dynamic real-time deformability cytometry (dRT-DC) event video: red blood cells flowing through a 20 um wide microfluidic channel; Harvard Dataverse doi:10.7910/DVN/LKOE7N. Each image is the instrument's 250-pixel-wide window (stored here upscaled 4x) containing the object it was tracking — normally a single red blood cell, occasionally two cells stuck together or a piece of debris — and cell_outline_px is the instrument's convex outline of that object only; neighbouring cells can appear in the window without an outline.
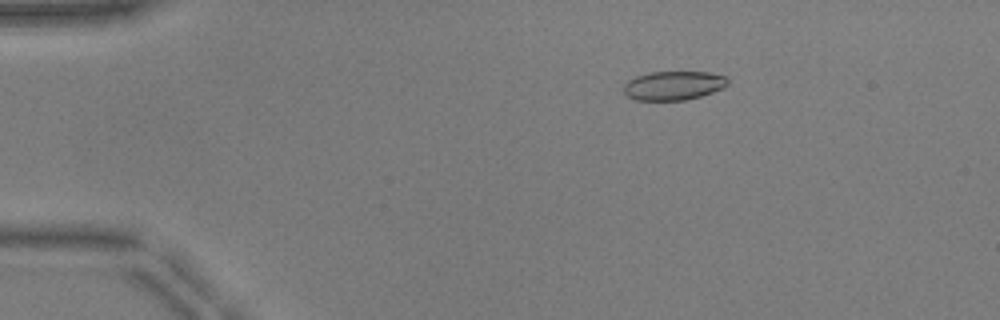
{"species": "common noctule bat (a hibernating species)", "species_latin": "Nyctalus noctula", "temperature_condition": "warm", "stored_images_in_passage": 52, "camera_frame_rate_fps": 3000, "um_per_image_px": 0.085, "animal": {"sex": "male", "body_mass_g": 17.9, "forearm_length_mm": 54.2}, "frame": {"image": 1, "passage_image": 9, "time_ms": 2.667, "image_size_px": [1000, 320], "cell_outline_px": [[728, 84], [724, 88], [700, 96], [684, 100], [636, 100], [628, 96], [624, 92], [624, 84], [628, 80], [636, 76], [648, 72], [708, 72], [728, 76]], "centroid_in_image_um": [57.27, 7.26], "position_along_channel_um": 27.7, "area_um2": 17.63}}
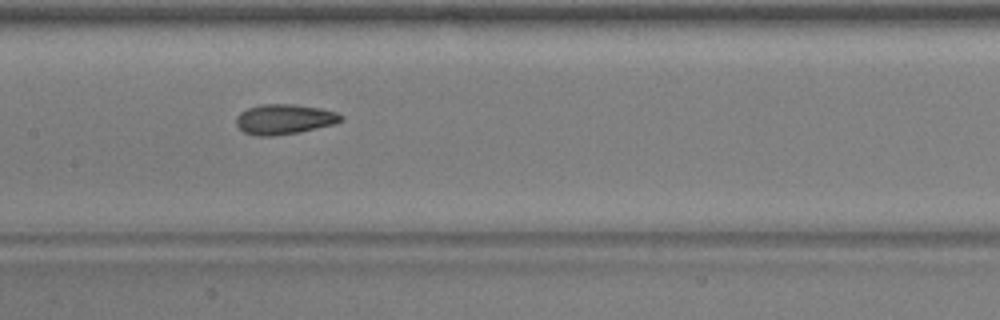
{"frame": {"image": 2, "passage_image": 26, "time_ms": 8.333, "image_size_px": [1000, 320], "cell_outline_px": [[344, 120], [332, 124], [300, 132], [272, 136], [256, 136], [244, 132], [236, 124], [236, 116], [240, 112], [248, 108], [260, 104], [296, 104], [320, 108], [336, 112], [344, 116]], "centroid_in_image_um": [24.16, 10.13], "position_along_channel_um": 183.2, "area_um2": 18.44}}
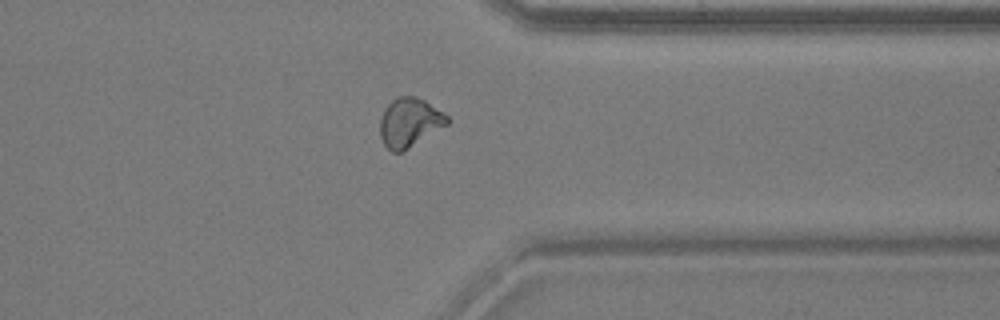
{"frame": {"image": 3, "passage_image": 41, "time_ms": 13.333, "image_size_px": [1000, 320], "cell_outline_px": [[448, 124], [408, 148], [400, 152], [392, 152], [384, 144], [380, 136], [380, 120], [384, 108], [396, 96], [412, 96], [424, 100], [448, 116]], "centroid_in_image_um": [34.78, 10.4], "position_along_channel_um": 376.6, "area_um2": 18.9}, "authors_computed_cell_mechanics": {"area_um2": 18.3226, "velocity_mm_per_s": 3.9343, "shape_relaxation_time_tau1_ms": 4.9869, "shape_relaxation_time_tau2_ms": 1.8351, "deformation_change_tau1": 0.1613, "deformation_change_tau2": 0.0886}}